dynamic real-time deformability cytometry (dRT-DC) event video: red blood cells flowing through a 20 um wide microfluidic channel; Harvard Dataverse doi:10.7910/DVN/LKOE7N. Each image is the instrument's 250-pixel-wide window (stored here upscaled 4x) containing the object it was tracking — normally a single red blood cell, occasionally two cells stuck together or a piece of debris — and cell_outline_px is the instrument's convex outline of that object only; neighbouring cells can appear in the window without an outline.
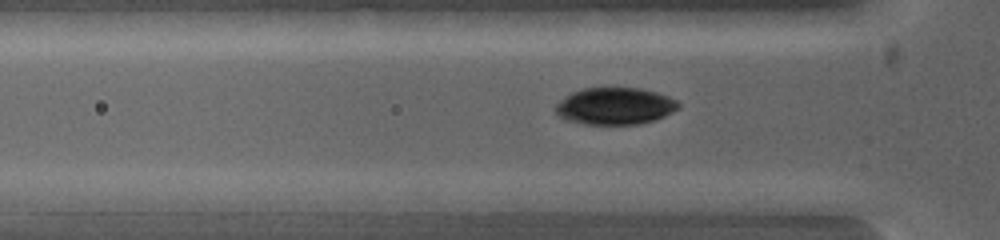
{"species": "common noctule bat (a hibernating species)", "species_latin": "Nyctalus noctula", "temperature_condition": "warm", "stored_images_in_passage": 3, "camera_frame_rate_fps": 5000, "um_per_image_px": 0.085, "animal": {"sex": "female", "body_mass_g": 19.0, "forearm_length_mm": 53.3}, "frame": {"image": 1, "passage_image": 3, "time_ms": 0.4, "image_size_px": [1000, 240], "cell_outline_px": [[600, 200], [540, 212], [516, 212], [496, 200], [496, 192], [576, 192]], "centroid_in_image_um": [46.0, 17.05], "position_along_channel_um": 79.8, "area_um2": 10.87}}